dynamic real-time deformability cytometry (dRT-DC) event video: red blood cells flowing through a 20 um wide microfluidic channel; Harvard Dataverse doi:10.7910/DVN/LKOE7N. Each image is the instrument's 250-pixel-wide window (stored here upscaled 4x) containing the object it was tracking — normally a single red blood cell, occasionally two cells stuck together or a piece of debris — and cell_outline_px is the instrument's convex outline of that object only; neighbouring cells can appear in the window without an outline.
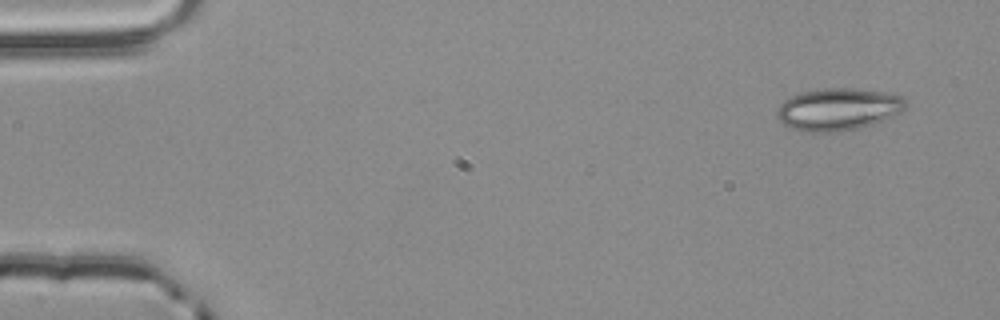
{"species": "common noctule bat (a hibernating species)", "species_latin": "Nyctalus noctula", "temperature_condition": "room temperature", "stored_images_in_passage": 4, "camera_frame_rate_fps": 3000, "um_per_image_px": 0.085, "animal": {"sex": "male", "body_mass_g": 20.4}, "frame": {"image": 1, "passage_image": 1, "time_ms": 0.0, "image_size_px": [1000, 320], "cell_outline_px": [[908, 104], [900, 112], [884, 120], [860, 128], [836, 132], [800, 132], [788, 128], [776, 116], [776, 112], [780, 104], [784, 100], [792, 96], [804, 92], [824, 88], [852, 88], [880, 92], [904, 96]], "centroid_in_image_um": [71.23, 9.31], "position_along_channel_um": 13.8, "area_um2": 31.79}}